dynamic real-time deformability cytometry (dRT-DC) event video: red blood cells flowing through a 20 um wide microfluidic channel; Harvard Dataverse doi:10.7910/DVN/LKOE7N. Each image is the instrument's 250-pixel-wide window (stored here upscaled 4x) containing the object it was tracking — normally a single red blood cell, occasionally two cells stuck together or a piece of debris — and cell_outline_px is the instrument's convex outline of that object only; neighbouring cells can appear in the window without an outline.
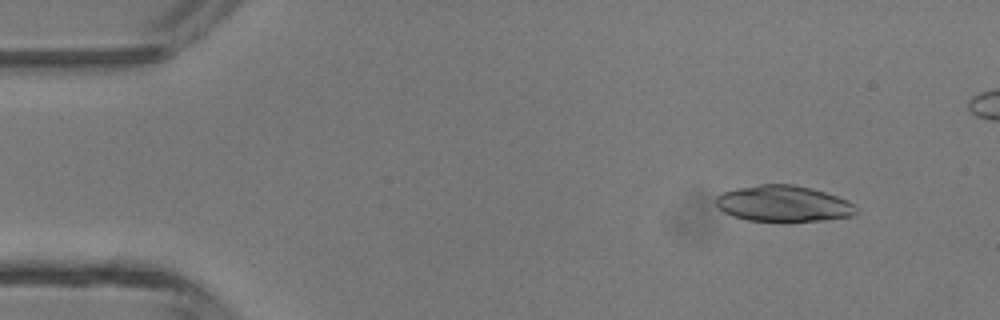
{"species": "common noctule bat (a hibernating species)", "species_latin": "Nyctalus noctula", "temperature_condition": "room temperature", "stored_images_in_passage": 5, "camera_frame_rate_fps": 3000, "um_per_image_px": 0.085, "animal": {"sex": "male", "body_mass_g": 13.3}, "frame": {"image": 1, "passage_image": 2, "time_ms": 0.333, "image_size_px": [1000, 320], "cell_outline_px": [[856, 212], [852, 216], [824, 220], [748, 220], [732, 216], [724, 212], [716, 204], [716, 196], [724, 192], [736, 188], [760, 184], [792, 184], [812, 188], [848, 200], [856, 208]], "centroid_in_image_um": [66.57, 17.29], "position_along_channel_um": 18.4, "area_um2": 29.07}}